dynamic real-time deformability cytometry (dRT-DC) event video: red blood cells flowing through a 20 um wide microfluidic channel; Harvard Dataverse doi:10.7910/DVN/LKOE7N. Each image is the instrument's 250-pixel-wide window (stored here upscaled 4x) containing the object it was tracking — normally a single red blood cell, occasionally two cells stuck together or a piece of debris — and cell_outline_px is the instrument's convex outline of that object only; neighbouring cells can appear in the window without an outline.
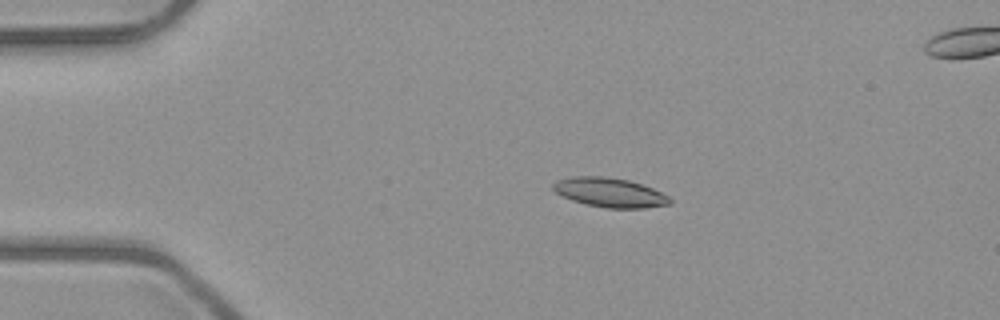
{"species": "common noctule bat (a hibernating species)", "species_latin": "Nyctalus noctula", "temperature_condition": "room temperature", "stored_images_in_passage": 4, "camera_frame_rate_fps": 3000, "um_per_image_px": 0.085, "animal": {"sex": "male", "body_mass_g": 23.1, "forearm_length_mm": 52.7}, "frame": {"image": 1, "passage_image": 2, "time_ms": 1.0, "image_size_px": [1000, 320], "cell_outline_px": [[672, 204], [644, 208], [608, 208], [584, 204], [572, 200], [556, 192], [552, 188], [552, 184], [556, 180], [576, 176], [604, 176], [628, 180], [652, 188], [668, 196], [672, 200]], "centroid_in_image_um": [51.83, 16.36], "position_along_channel_um": 33.2, "area_um2": 19.88}}